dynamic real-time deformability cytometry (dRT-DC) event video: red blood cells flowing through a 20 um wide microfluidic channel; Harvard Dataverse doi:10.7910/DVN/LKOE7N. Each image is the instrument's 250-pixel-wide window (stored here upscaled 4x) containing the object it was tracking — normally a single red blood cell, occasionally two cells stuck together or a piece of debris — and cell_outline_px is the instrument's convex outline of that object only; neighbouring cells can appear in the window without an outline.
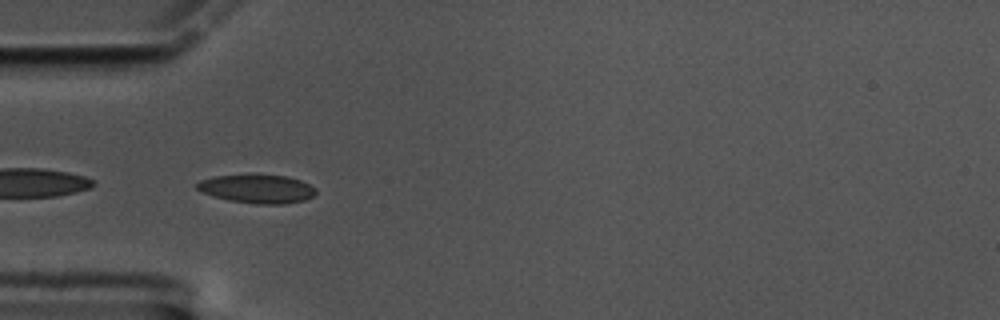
{"species": "common noctule bat (a hibernating species)", "species_latin": "Nyctalus noctula", "temperature_condition": "cold", "stored_images_in_passage": 43, "camera_frame_rate_fps": 3000, "um_per_image_px": 0.085, "animal": {"sex": "male", "body_mass_g": 17.5, "forearm_length_mm": 52.3}, "frame": {"image": 1, "passage_image": 1, "time_ms": 0.0, "image_size_px": [1000, 320], "cell_outline_px": [[316, 192], [312, 196], [304, 200], [284, 204], [256, 204], [228, 200], [212, 196], [196, 188], [196, 184], [200, 180], [216, 176], [288, 176], [300, 180], [316, 188]], "centroid_in_image_um": [21.87, 16.07], "position_along_channel_um": 63.1, "area_um2": 19.36}}
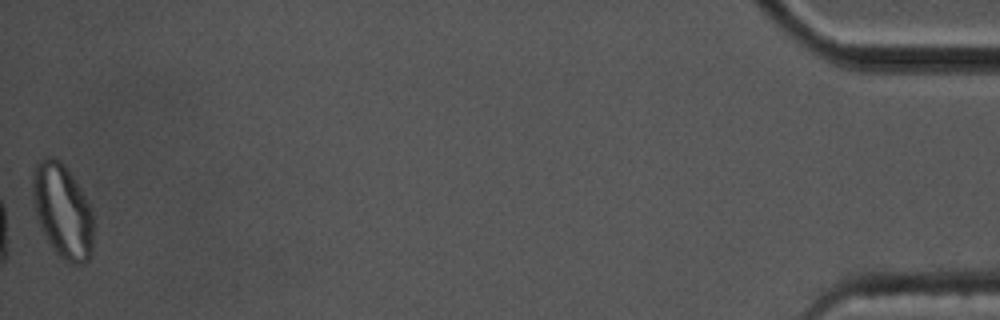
{"frame": {"image": 2, "passage_image": 43, "time_ms": 14.0, "image_size_px": [1000, 320], "cell_outline_px": [[92, 252], [88, 260], [84, 264], [72, 264], [60, 256], [52, 248], [44, 236], [40, 228], [32, 204], [32, 172], [36, 164], [44, 156], [56, 156], [64, 164], [80, 188], [92, 212]], "centroid_in_image_um": [5.27, 17.91], "position_along_channel_um": 429.9, "area_um2": 33.58}, "authors_computed_cell_mechanics": {"area_um2": 19.363, "velocity_mm_per_s": 3.31, "shape_relaxation_time_tau1_ms": 5.2014, "shape_relaxation_time_tau2_ms": 1.3901, "deformation_change_tau1": 0.1397, "deformation_change_tau2": 0.0727}}